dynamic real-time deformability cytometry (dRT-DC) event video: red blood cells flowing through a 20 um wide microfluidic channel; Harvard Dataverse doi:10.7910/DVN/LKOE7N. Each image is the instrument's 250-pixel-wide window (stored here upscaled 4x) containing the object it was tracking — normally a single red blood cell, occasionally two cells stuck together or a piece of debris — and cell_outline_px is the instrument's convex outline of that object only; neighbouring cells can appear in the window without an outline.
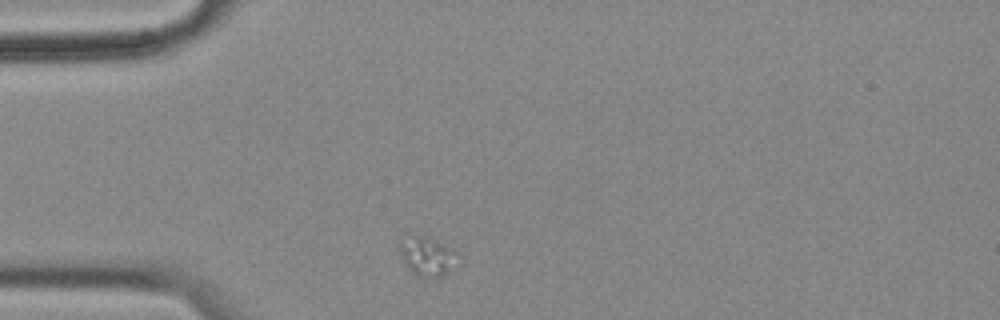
{"species": "common noctule bat (a hibernating species)", "species_latin": "Nyctalus noctula", "temperature_condition": "cold", "stored_images_in_passage": 12, "camera_frame_rate_fps": 3000, "um_per_image_px": 0.085, "animal": {"sex": "female", "body_mass_g": 18.4}, "frame": {"image": 1, "passage_image": 1, "time_ms": 0.0, "image_size_px": [1000, 320], "cell_outline_px": [[464, 260], [460, 264], [440, 276], [424, 276], [412, 272], [404, 260], [400, 248], [400, 244], [408, 232], [428, 236], [452, 248]], "centroid_in_image_um": [36.4, 21.71], "position_along_channel_um": 48.6, "area_um2": 13.41}}